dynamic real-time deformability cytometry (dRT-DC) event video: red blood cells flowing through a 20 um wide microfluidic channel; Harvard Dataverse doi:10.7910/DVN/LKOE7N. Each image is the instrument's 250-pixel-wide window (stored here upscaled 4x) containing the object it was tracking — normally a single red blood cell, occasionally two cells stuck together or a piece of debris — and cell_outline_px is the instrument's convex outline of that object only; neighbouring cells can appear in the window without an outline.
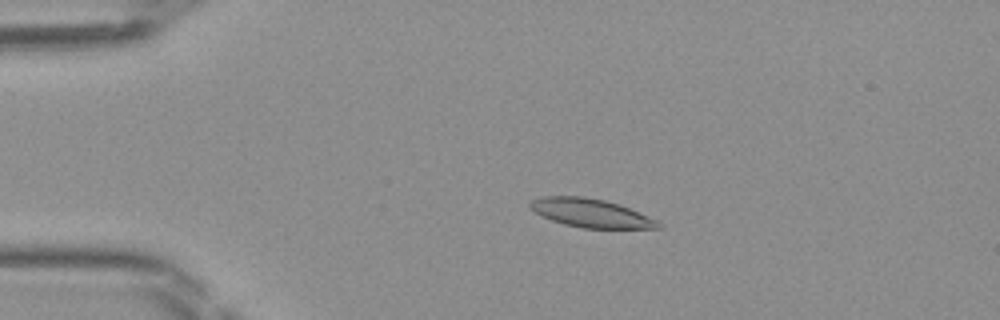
{"species": "Egyptian fruit bat (a non-hibernating species)", "species_latin": "Rousettus aegyptiacus", "temperature_condition": "room temperature", "stored_images_in_passage": 48, "camera_frame_rate_fps": 3000, "um_per_image_px": 0.085, "frame": {"image": 1, "passage_image": 10, "time_ms": 3.0, "image_size_px": [1000, 320], "cell_outline_px": [[660, 228], [584, 228], [564, 224], [552, 220], [528, 208], [528, 204], [532, 200], [544, 196], [584, 196], [604, 200], [620, 204], [656, 220], [660, 224]], "centroid_in_image_um": [50.18, 18.1], "position_along_channel_um": 34.8, "area_um2": 21.04}}
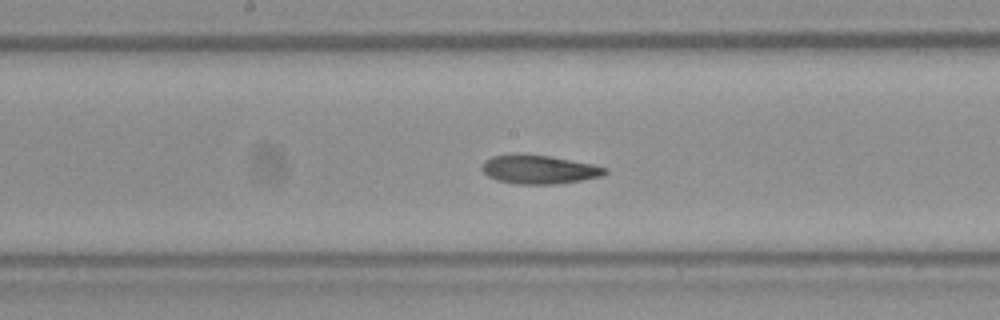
{"frame": {"image": 2, "passage_image": 25, "time_ms": 8.0, "image_size_px": [1000, 320], "cell_outline_px": [[608, 172], [600, 176], [580, 180], [556, 184], [516, 184], [496, 180], [488, 176], [480, 168], [484, 160], [492, 156], [516, 152], [520, 152], [552, 156], [592, 164], [608, 168]], "centroid_in_image_um": [45.76, 14.37], "position_along_channel_um": 202.4, "area_um2": 21.04}}
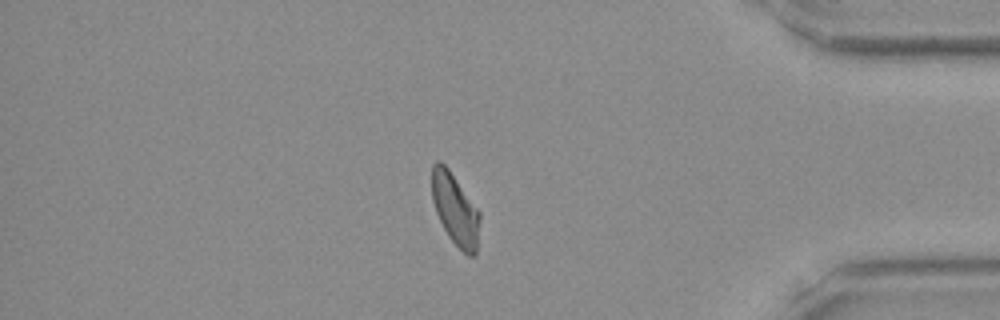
{"frame": {"image": 3, "passage_image": 41, "time_ms": 13.333, "image_size_px": [1000, 320], "cell_outline_px": [[480, 220], [476, 256], [468, 256], [448, 236], [436, 212], [432, 200], [432, 164], [436, 160], [440, 160], [448, 168], [480, 212]], "centroid_in_image_um": [38.69, 17.79], "position_along_channel_um": 396.5, "area_um2": 19.88}}